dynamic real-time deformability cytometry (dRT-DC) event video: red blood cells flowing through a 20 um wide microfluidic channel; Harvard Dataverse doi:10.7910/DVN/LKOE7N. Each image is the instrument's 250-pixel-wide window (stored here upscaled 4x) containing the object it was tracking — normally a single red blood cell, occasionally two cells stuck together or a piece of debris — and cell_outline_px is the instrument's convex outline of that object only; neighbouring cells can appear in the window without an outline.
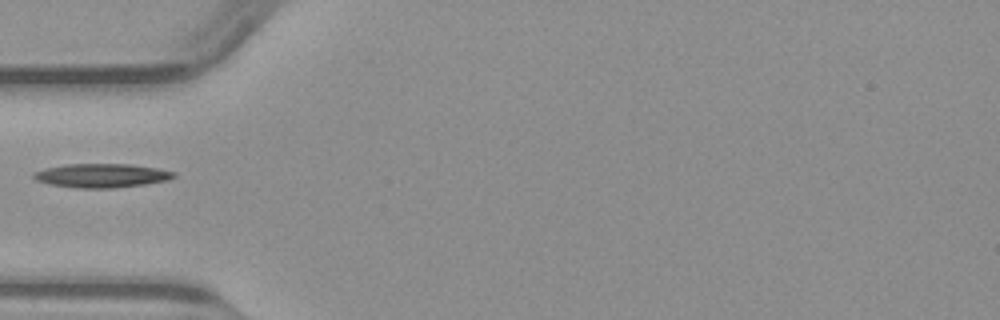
{"species": "common noctule bat (a hibernating species)", "species_latin": "Nyctalus noctula", "temperature_condition": "warm", "stored_images_in_passage": 16, "camera_frame_rate_fps": 3000, "um_per_image_px": 0.085, "animal": {"sex": "male", "body_mass_g": 23.1, "forearm_length_mm": 52.7}, "frame": {"image": 1, "passage_image": 1, "time_ms": 0.0, "image_size_px": [1000, 320], "cell_outline_px": [[176, 176], [168, 180], [144, 184], [116, 188], [76, 188], [48, 184], [36, 180], [32, 176], [32, 172], [44, 168], [68, 164], [132, 164], [156, 168], [176, 172]], "centroid_in_image_um": [8.61, 14.92], "position_along_channel_um": 76.4, "area_um2": 19.65}}